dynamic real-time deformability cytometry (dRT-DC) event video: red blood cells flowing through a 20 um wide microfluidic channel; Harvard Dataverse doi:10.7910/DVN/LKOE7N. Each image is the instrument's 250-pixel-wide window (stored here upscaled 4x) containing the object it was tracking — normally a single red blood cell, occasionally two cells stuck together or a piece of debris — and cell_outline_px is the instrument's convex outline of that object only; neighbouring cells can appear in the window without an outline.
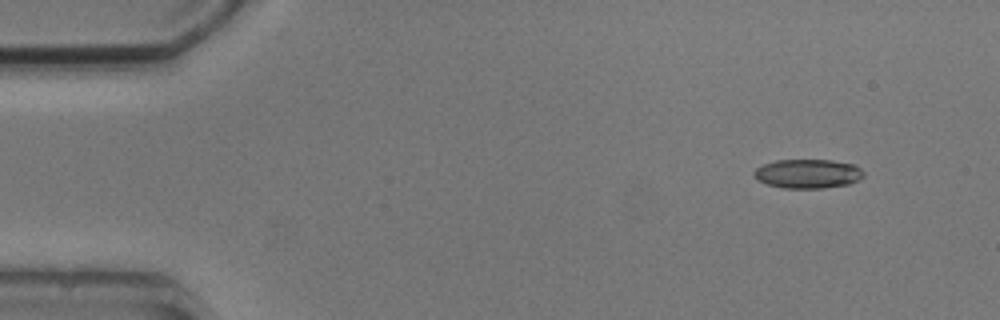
{"species": "common noctule bat (a hibernating species)", "species_latin": "Nyctalus noctula", "temperature_condition": "cold", "stored_images_in_passage": 4, "camera_frame_rate_fps": 3000, "um_per_image_px": 0.085, "animal": {"sex": "male", "body_mass_g": 20.5, "forearm_length_mm": 52.5}, "frame": {"image": 1, "passage_image": 1, "time_ms": 0.0, "image_size_px": [1000, 320], "cell_outline_px": [[864, 176], [860, 180], [848, 184], [824, 188], [784, 188], [768, 184], [760, 180], [752, 172], [756, 168], [764, 164], [776, 160], [832, 160], [856, 164], [864, 172]], "centroid_in_image_um": [68.73, 14.76], "position_along_channel_um": 16.3, "area_um2": 18.61}}
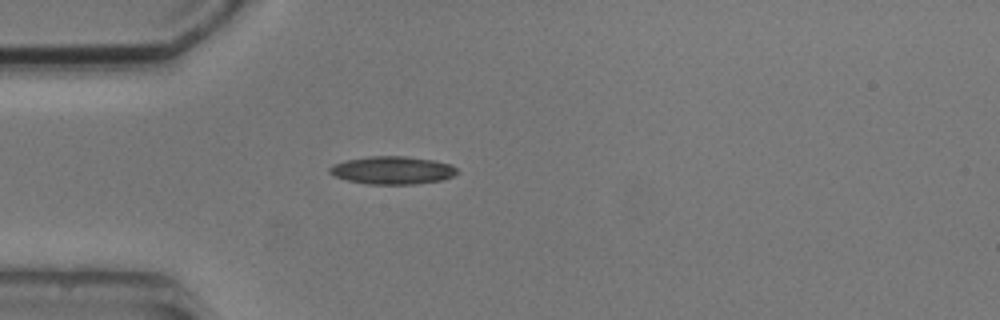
{"frame": {"image": 2, "passage_image": 4, "time_ms": 3.333, "image_size_px": [1000, 320], "cell_outline_px": [[456, 172], [452, 176], [444, 180], [416, 184], [368, 184], [348, 180], [336, 176], [328, 172], [328, 168], [332, 164], [344, 160], [368, 156], [404, 156], [432, 160], [452, 164], [456, 168]], "centroid_in_image_um": [33.33, 14.47], "position_along_channel_um": 51.7, "area_um2": 20.75}}